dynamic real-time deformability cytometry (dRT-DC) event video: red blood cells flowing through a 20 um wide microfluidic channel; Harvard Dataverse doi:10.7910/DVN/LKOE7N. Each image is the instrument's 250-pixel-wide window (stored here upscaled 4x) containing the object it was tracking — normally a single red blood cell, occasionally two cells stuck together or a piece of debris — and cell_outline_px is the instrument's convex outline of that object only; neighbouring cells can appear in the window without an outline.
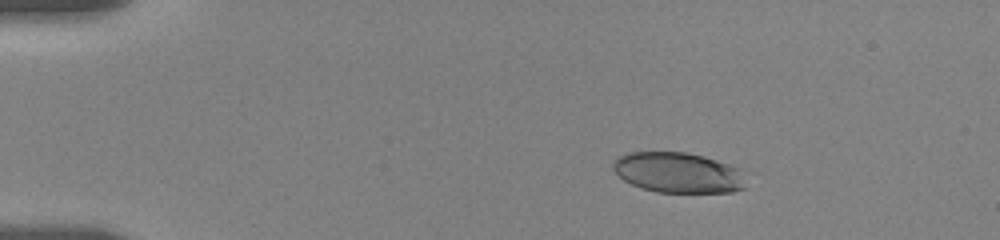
{"species": "human", "species_latin": "Homo sapiens", "temperature_condition": "room temperature", "stored_images_in_passage": 35, "camera_frame_rate_fps": 3000, "um_per_image_px": 0.085, "donor": {"sex": "female"}, "frame": {"image": 1, "passage_image": 2, "time_ms": 0.667, "image_size_px": [1000, 240], "cell_outline_px": [[744, 188], [732, 192], [656, 192], [640, 188], [624, 180], [612, 168], [612, 164], [620, 156], [628, 152], [684, 152], [704, 156], [740, 168]], "centroid_in_image_um": [57.61, 14.67], "position_along_channel_um": 27.4, "area_um2": 31.04}}
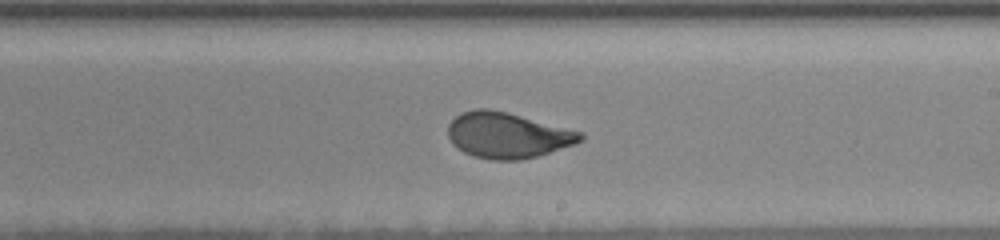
{"frame": {"image": 2, "passage_image": 21, "time_ms": 9.0, "image_size_px": [1000, 240], "cell_outline_px": [[584, 140], [576, 144], [536, 156], [520, 160], [492, 160], [472, 156], [456, 148], [452, 144], [448, 136], [448, 124], [460, 112], [476, 108], [488, 108], [508, 112], [584, 132]], "centroid_in_image_um": [43.14, 11.49], "position_along_channel_um": 245.9, "area_um2": 35.66}}
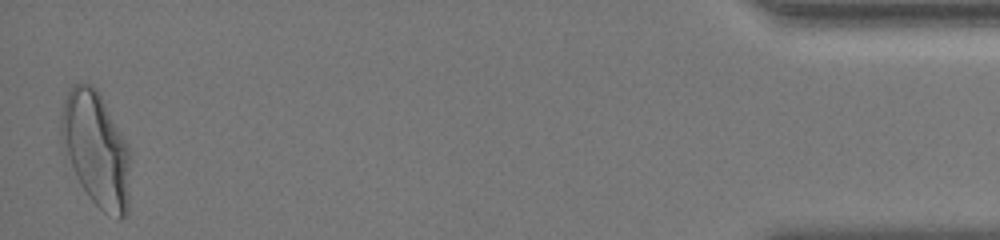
{"frame": {"image": 3, "passage_image": 35, "time_ms": 16.333, "image_size_px": [1000, 240], "cell_outline_px": [[128, 212], [120, 220], [116, 220], [104, 212], [88, 196], [80, 184], [76, 176], [60, 132], [60, 116], [64, 100], [68, 88], [72, 84], [92, 84], [96, 88], [128, 148]], "centroid_in_image_um": [8.14, 12.69], "position_along_channel_um": 427.1, "area_um2": 44.91}, "authors_computed_cell_mechanics": {"area_um2": 35.258, "velocity_mm_per_s": 3.5324, "shape_relaxation_time_tau1_ms": 4.7493, "shape_relaxation_time_tau2_ms": null, "deformation_change_tau1": 0.1656, "deformation_change_tau2": null}}